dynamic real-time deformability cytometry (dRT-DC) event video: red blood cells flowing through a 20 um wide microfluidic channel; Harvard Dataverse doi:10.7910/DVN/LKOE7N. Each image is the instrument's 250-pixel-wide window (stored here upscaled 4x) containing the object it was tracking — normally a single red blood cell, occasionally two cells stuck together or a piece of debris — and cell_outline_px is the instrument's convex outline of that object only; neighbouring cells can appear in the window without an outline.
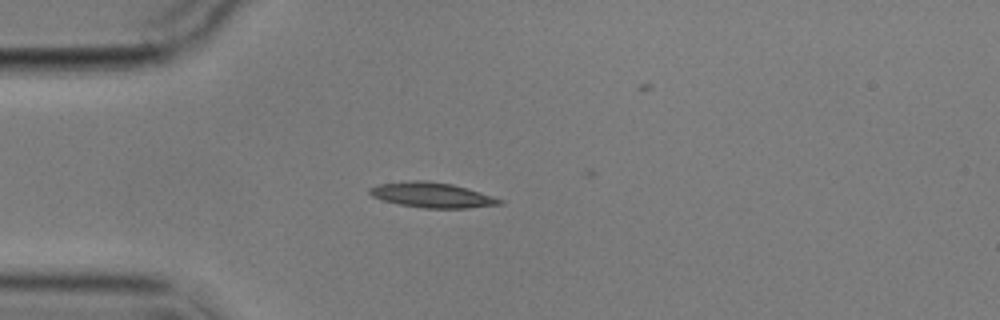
{"species": "common noctule bat (a hibernating species)", "species_latin": "Nyctalus noctula", "temperature_condition": "cold", "stored_images_in_passage": 3, "camera_frame_rate_fps": 3000, "um_per_image_px": 0.085, "animal": {"sex": "male", "body_mass_g": 17.9}, "frame": {"image": 1, "passage_image": 3, "time_ms": 2.333, "image_size_px": [1000, 320], "cell_outline_px": [[504, 204], [468, 208], [424, 208], [400, 204], [384, 200], [372, 196], [368, 192], [368, 188], [376, 184], [408, 180], [428, 180], [452, 184], [468, 188], [504, 200]], "centroid_in_image_um": [36.72, 16.56], "position_along_channel_um": 48.3, "area_um2": 19.19}}